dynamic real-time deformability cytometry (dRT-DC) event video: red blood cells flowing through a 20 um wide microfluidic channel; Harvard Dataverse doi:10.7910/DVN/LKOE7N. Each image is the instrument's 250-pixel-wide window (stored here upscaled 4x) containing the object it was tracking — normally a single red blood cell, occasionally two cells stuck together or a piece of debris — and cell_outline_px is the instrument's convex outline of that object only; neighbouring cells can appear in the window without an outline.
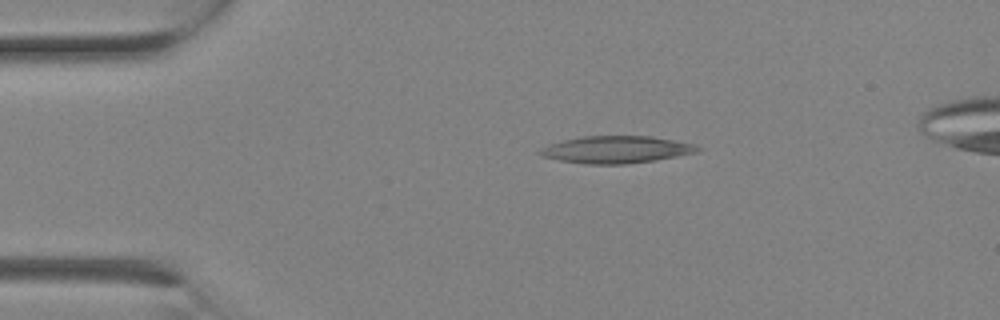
{"species": "Egyptian fruit bat (a non-hibernating species)", "species_latin": "Rousettus aegyptiacus", "temperature_condition": "room temperature", "stored_images_in_passage": 2, "camera_frame_rate_fps": 3000, "um_per_image_px": 0.085, "animal": {"sex": "female"}, "frame": {"image": 1, "passage_image": 2, "time_ms": 0.333, "image_size_px": [1000, 320], "cell_outline_px": [[704, 148], [696, 152], [656, 160], [624, 164], [584, 164], [560, 160], [544, 156], [536, 152], [548, 144], [580, 136], [652, 136], [696, 144]], "centroid_in_image_um": [52.4, 12.71], "position_along_channel_um": 32.6, "area_um2": 24.97}}